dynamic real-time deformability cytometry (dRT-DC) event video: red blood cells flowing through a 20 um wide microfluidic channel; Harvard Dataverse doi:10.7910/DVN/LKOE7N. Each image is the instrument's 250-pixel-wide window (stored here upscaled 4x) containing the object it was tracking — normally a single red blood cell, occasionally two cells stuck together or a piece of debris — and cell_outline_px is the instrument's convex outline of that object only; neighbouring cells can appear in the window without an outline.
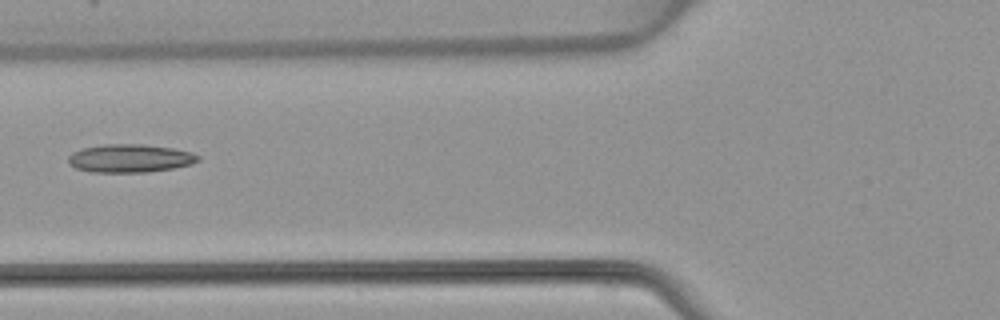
{"species": "common noctule bat (a hibernating species)", "species_latin": "Nyctalus noctula", "temperature_condition": "warm", "stored_images_in_passage": 3, "camera_frame_rate_fps": 3000, "um_per_image_px": 0.085, "animal": {"sex": "female", "body_mass_g": 22.7, "forearm_length_mm": 54.2}, "frame": {"image": 1, "passage_image": 3, "time_ms": 2.333, "image_size_px": [1000, 320], "cell_outline_px": [[200, 160], [192, 164], [172, 168], [148, 172], [92, 172], [76, 168], [68, 164], [68, 156], [72, 152], [80, 148], [104, 144], [144, 144], [172, 148], [192, 152], [200, 156]], "centroid_in_image_um": [11.03, 13.45], "position_along_channel_um": 114.8, "area_um2": 21.5}}